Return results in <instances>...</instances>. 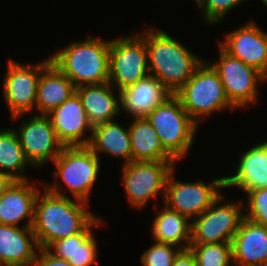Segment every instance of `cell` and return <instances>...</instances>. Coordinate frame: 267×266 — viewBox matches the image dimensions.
Returning a JSON list of instances; mask_svg holds the SVG:
<instances>
[{"label":"cell","mask_w":267,"mask_h":266,"mask_svg":"<svg viewBox=\"0 0 267 266\" xmlns=\"http://www.w3.org/2000/svg\"><path fill=\"white\" fill-rule=\"evenodd\" d=\"M144 31L149 74L174 94L191 78L204 60L155 26Z\"/></svg>","instance_id":"cell-2"},{"label":"cell","mask_w":267,"mask_h":266,"mask_svg":"<svg viewBox=\"0 0 267 266\" xmlns=\"http://www.w3.org/2000/svg\"><path fill=\"white\" fill-rule=\"evenodd\" d=\"M38 250L32 227L0 224V266H33Z\"/></svg>","instance_id":"cell-18"},{"label":"cell","mask_w":267,"mask_h":266,"mask_svg":"<svg viewBox=\"0 0 267 266\" xmlns=\"http://www.w3.org/2000/svg\"><path fill=\"white\" fill-rule=\"evenodd\" d=\"M39 192L30 180H14L0 196V224L20 227V222L27 218L23 227H32Z\"/></svg>","instance_id":"cell-16"},{"label":"cell","mask_w":267,"mask_h":266,"mask_svg":"<svg viewBox=\"0 0 267 266\" xmlns=\"http://www.w3.org/2000/svg\"><path fill=\"white\" fill-rule=\"evenodd\" d=\"M221 195L205 212L191 220L190 244L231 243L244 218V201L227 203Z\"/></svg>","instance_id":"cell-9"},{"label":"cell","mask_w":267,"mask_h":266,"mask_svg":"<svg viewBox=\"0 0 267 266\" xmlns=\"http://www.w3.org/2000/svg\"><path fill=\"white\" fill-rule=\"evenodd\" d=\"M146 118L156 130L164 150L175 161L190 153L199 126L174 94L155 107Z\"/></svg>","instance_id":"cell-5"},{"label":"cell","mask_w":267,"mask_h":266,"mask_svg":"<svg viewBox=\"0 0 267 266\" xmlns=\"http://www.w3.org/2000/svg\"><path fill=\"white\" fill-rule=\"evenodd\" d=\"M248 196L244 217L267 227V187L245 192Z\"/></svg>","instance_id":"cell-31"},{"label":"cell","mask_w":267,"mask_h":266,"mask_svg":"<svg viewBox=\"0 0 267 266\" xmlns=\"http://www.w3.org/2000/svg\"><path fill=\"white\" fill-rule=\"evenodd\" d=\"M172 266H197L193 252L190 249H181Z\"/></svg>","instance_id":"cell-33"},{"label":"cell","mask_w":267,"mask_h":266,"mask_svg":"<svg viewBox=\"0 0 267 266\" xmlns=\"http://www.w3.org/2000/svg\"><path fill=\"white\" fill-rule=\"evenodd\" d=\"M151 231L154 242L181 246V249L190 248L191 220L164 204L153 220Z\"/></svg>","instance_id":"cell-26"},{"label":"cell","mask_w":267,"mask_h":266,"mask_svg":"<svg viewBox=\"0 0 267 266\" xmlns=\"http://www.w3.org/2000/svg\"><path fill=\"white\" fill-rule=\"evenodd\" d=\"M98 216L76 235L53 242L47 250L55 257L67 260L72 266H91L97 263V240L92 229L101 226Z\"/></svg>","instance_id":"cell-22"},{"label":"cell","mask_w":267,"mask_h":266,"mask_svg":"<svg viewBox=\"0 0 267 266\" xmlns=\"http://www.w3.org/2000/svg\"><path fill=\"white\" fill-rule=\"evenodd\" d=\"M197 266H230L231 243L190 244Z\"/></svg>","instance_id":"cell-28"},{"label":"cell","mask_w":267,"mask_h":266,"mask_svg":"<svg viewBox=\"0 0 267 266\" xmlns=\"http://www.w3.org/2000/svg\"><path fill=\"white\" fill-rule=\"evenodd\" d=\"M174 170L170 173L164 196V205L187 216L190 220L205 212L221 194L224 177L205 182H182L175 179Z\"/></svg>","instance_id":"cell-12"},{"label":"cell","mask_w":267,"mask_h":266,"mask_svg":"<svg viewBox=\"0 0 267 266\" xmlns=\"http://www.w3.org/2000/svg\"><path fill=\"white\" fill-rule=\"evenodd\" d=\"M174 95L197 124L212 113L225 109L236 110L226 97L218 73L205 60Z\"/></svg>","instance_id":"cell-4"},{"label":"cell","mask_w":267,"mask_h":266,"mask_svg":"<svg viewBox=\"0 0 267 266\" xmlns=\"http://www.w3.org/2000/svg\"><path fill=\"white\" fill-rule=\"evenodd\" d=\"M33 266H72L67 260L55 257L45 248H39Z\"/></svg>","instance_id":"cell-32"},{"label":"cell","mask_w":267,"mask_h":266,"mask_svg":"<svg viewBox=\"0 0 267 266\" xmlns=\"http://www.w3.org/2000/svg\"><path fill=\"white\" fill-rule=\"evenodd\" d=\"M110 40L87 38L50 55L51 63L77 88L109 82Z\"/></svg>","instance_id":"cell-3"},{"label":"cell","mask_w":267,"mask_h":266,"mask_svg":"<svg viewBox=\"0 0 267 266\" xmlns=\"http://www.w3.org/2000/svg\"><path fill=\"white\" fill-rule=\"evenodd\" d=\"M28 165L15 130H0V171L13 180H28L23 174Z\"/></svg>","instance_id":"cell-27"},{"label":"cell","mask_w":267,"mask_h":266,"mask_svg":"<svg viewBox=\"0 0 267 266\" xmlns=\"http://www.w3.org/2000/svg\"><path fill=\"white\" fill-rule=\"evenodd\" d=\"M88 147L99 157L100 153L120 157L124 164L132 162L129 127L124 128L115 120L93 126Z\"/></svg>","instance_id":"cell-24"},{"label":"cell","mask_w":267,"mask_h":266,"mask_svg":"<svg viewBox=\"0 0 267 266\" xmlns=\"http://www.w3.org/2000/svg\"><path fill=\"white\" fill-rule=\"evenodd\" d=\"M235 175L224 177V188L237 187L249 192L267 187V141L239 153Z\"/></svg>","instance_id":"cell-19"},{"label":"cell","mask_w":267,"mask_h":266,"mask_svg":"<svg viewBox=\"0 0 267 266\" xmlns=\"http://www.w3.org/2000/svg\"><path fill=\"white\" fill-rule=\"evenodd\" d=\"M34 211L33 233L39 248L47 249L53 242L81 233L96 216L88 211L87 202L71 200L58 185L43 182Z\"/></svg>","instance_id":"cell-1"},{"label":"cell","mask_w":267,"mask_h":266,"mask_svg":"<svg viewBox=\"0 0 267 266\" xmlns=\"http://www.w3.org/2000/svg\"><path fill=\"white\" fill-rule=\"evenodd\" d=\"M132 161H175L163 148L156 130L146 117L129 125Z\"/></svg>","instance_id":"cell-25"},{"label":"cell","mask_w":267,"mask_h":266,"mask_svg":"<svg viewBox=\"0 0 267 266\" xmlns=\"http://www.w3.org/2000/svg\"><path fill=\"white\" fill-rule=\"evenodd\" d=\"M15 130L26 159L34 168L54 161L63 149L48 115L33 114Z\"/></svg>","instance_id":"cell-13"},{"label":"cell","mask_w":267,"mask_h":266,"mask_svg":"<svg viewBox=\"0 0 267 266\" xmlns=\"http://www.w3.org/2000/svg\"><path fill=\"white\" fill-rule=\"evenodd\" d=\"M149 75L145 32L110 40L109 83L118 91Z\"/></svg>","instance_id":"cell-6"},{"label":"cell","mask_w":267,"mask_h":266,"mask_svg":"<svg viewBox=\"0 0 267 266\" xmlns=\"http://www.w3.org/2000/svg\"><path fill=\"white\" fill-rule=\"evenodd\" d=\"M219 59L207 61L218 73L230 104L239 109L257 102L260 82L267 80L255 68L230 56L219 45Z\"/></svg>","instance_id":"cell-10"},{"label":"cell","mask_w":267,"mask_h":266,"mask_svg":"<svg viewBox=\"0 0 267 266\" xmlns=\"http://www.w3.org/2000/svg\"><path fill=\"white\" fill-rule=\"evenodd\" d=\"M55 178H61L75 199L87 202L100 172V159L88 146L63 147L54 159Z\"/></svg>","instance_id":"cell-7"},{"label":"cell","mask_w":267,"mask_h":266,"mask_svg":"<svg viewBox=\"0 0 267 266\" xmlns=\"http://www.w3.org/2000/svg\"><path fill=\"white\" fill-rule=\"evenodd\" d=\"M234 266H267V227L245 217L231 240Z\"/></svg>","instance_id":"cell-17"},{"label":"cell","mask_w":267,"mask_h":266,"mask_svg":"<svg viewBox=\"0 0 267 266\" xmlns=\"http://www.w3.org/2000/svg\"><path fill=\"white\" fill-rule=\"evenodd\" d=\"M14 180L6 173L0 171V196L5 193Z\"/></svg>","instance_id":"cell-34"},{"label":"cell","mask_w":267,"mask_h":266,"mask_svg":"<svg viewBox=\"0 0 267 266\" xmlns=\"http://www.w3.org/2000/svg\"><path fill=\"white\" fill-rule=\"evenodd\" d=\"M52 122L56 136L64 147L88 146L93 126L84 111L77 93L47 114ZM90 131L87 138L86 132Z\"/></svg>","instance_id":"cell-15"},{"label":"cell","mask_w":267,"mask_h":266,"mask_svg":"<svg viewBox=\"0 0 267 266\" xmlns=\"http://www.w3.org/2000/svg\"><path fill=\"white\" fill-rule=\"evenodd\" d=\"M219 46L230 56L255 68L267 79V32L254 21L226 34Z\"/></svg>","instance_id":"cell-14"},{"label":"cell","mask_w":267,"mask_h":266,"mask_svg":"<svg viewBox=\"0 0 267 266\" xmlns=\"http://www.w3.org/2000/svg\"><path fill=\"white\" fill-rule=\"evenodd\" d=\"M263 5H265L267 7V0H261Z\"/></svg>","instance_id":"cell-35"},{"label":"cell","mask_w":267,"mask_h":266,"mask_svg":"<svg viewBox=\"0 0 267 266\" xmlns=\"http://www.w3.org/2000/svg\"><path fill=\"white\" fill-rule=\"evenodd\" d=\"M176 161H132L122 165V180L131 206L142 209L160 194L165 196L167 179Z\"/></svg>","instance_id":"cell-8"},{"label":"cell","mask_w":267,"mask_h":266,"mask_svg":"<svg viewBox=\"0 0 267 266\" xmlns=\"http://www.w3.org/2000/svg\"><path fill=\"white\" fill-rule=\"evenodd\" d=\"M246 0H195L207 24H217L227 14Z\"/></svg>","instance_id":"cell-29"},{"label":"cell","mask_w":267,"mask_h":266,"mask_svg":"<svg viewBox=\"0 0 267 266\" xmlns=\"http://www.w3.org/2000/svg\"><path fill=\"white\" fill-rule=\"evenodd\" d=\"M121 92V109L133 118L146 117L172 93L154 76L147 75Z\"/></svg>","instance_id":"cell-20"},{"label":"cell","mask_w":267,"mask_h":266,"mask_svg":"<svg viewBox=\"0 0 267 266\" xmlns=\"http://www.w3.org/2000/svg\"><path fill=\"white\" fill-rule=\"evenodd\" d=\"M76 93L72 81L50 63L40 75L35 108L37 113L49 114ZM40 112V113H39Z\"/></svg>","instance_id":"cell-23"},{"label":"cell","mask_w":267,"mask_h":266,"mask_svg":"<svg viewBox=\"0 0 267 266\" xmlns=\"http://www.w3.org/2000/svg\"><path fill=\"white\" fill-rule=\"evenodd\" d=\"M113 91L118 93V97ZM76 93L82 101L84 111L92 126L115 120V117L121 113V92L109 82L82 85L76 88Z\"/></svg>","instance_id":"cell-21"},{"label":"cell","mask_w":267,"mask_h":266,"mask_svg":"<svg viewBox=\"0 0 267 266\" xmlns=\"http://www.w3.org/2000/svg\"><path fill=\"white\" fill-rule=\"evenodd\" d=\"M180 250V247L172 244L155 242L142 253L141 263L143 266H172Z\"/></svg>","instance_id":"cell-30"},{"label":"cell","mask_w":267,"mask_h":266,"mask_svg":"<svg viewBox=\"0 0 267 266\" xmlns=\"http://www.w3.org/2000/svg\"><path fill=\"white\" fill-rule=\"evenodd\" d=\"M51 63L50 57L35 64H19L8 60L3 81V92L11 120L31 112L36 105L37 85L41 72Z\"/></svg>","instance_id":"cell-11"}]
</instances>
